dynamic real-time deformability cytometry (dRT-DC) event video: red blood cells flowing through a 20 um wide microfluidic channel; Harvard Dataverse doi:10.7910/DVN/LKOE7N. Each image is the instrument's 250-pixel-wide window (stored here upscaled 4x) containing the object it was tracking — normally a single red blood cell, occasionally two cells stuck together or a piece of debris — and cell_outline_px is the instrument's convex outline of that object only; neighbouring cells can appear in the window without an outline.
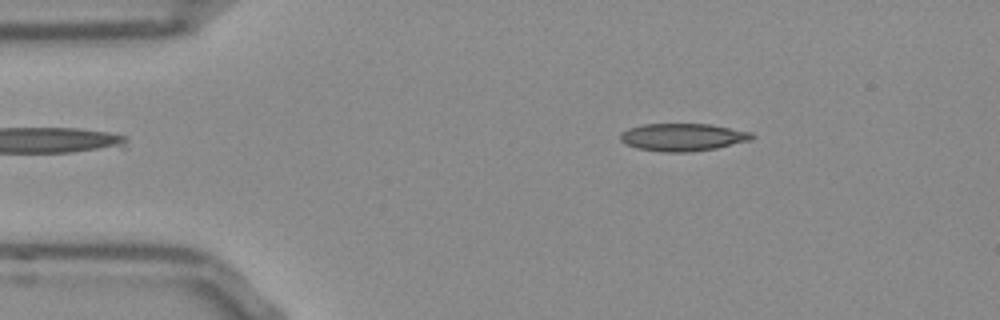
{"species": "Egyptian fruit bat (a non-hibernating species)", "species_latin": "Rousettus aegyptiacus", "temperature_condition": "room temperature", "stored_images_in_passage": 51, "camera_frame_rate_fps": 3000, "um_per_image_px": 0.085, "frame": {"image": 1, "passage_image": 7, "time_ms": 2.0, "image_size_px": [1000, 320], "cell_outline_px": [[756, 136], [752, 140], [716, 148], [692, 152], [664, 152], [636, 148], [624, 144], [620, 140], [620, 132], [628, 128], [644, 124], [708, 124], [752, 132]], "centroid_in_image_um": [58.02, 11.66], "position_along_channel_um": 27.0, "area_um2": 21.33}}
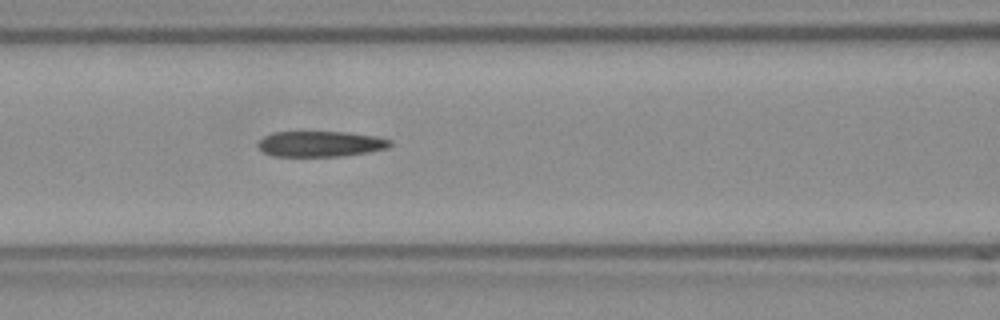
{"frame": {"image": 2, "passage_image": 20, "time_ms": 6.333, "image_size_px": [1000, 320], "cell_outline_px": [[392, 144], [388, 148], [368, 152], [340, 156], [276, 156], [264, 152], [256, 144], [264, 136], [272, 132], [348, 132], [376, 136], [392, 140]], "centroid_in_image_um": [27.26, 12.22], "position_along_channel_um": 139.3, "area_um2": 19.71}}
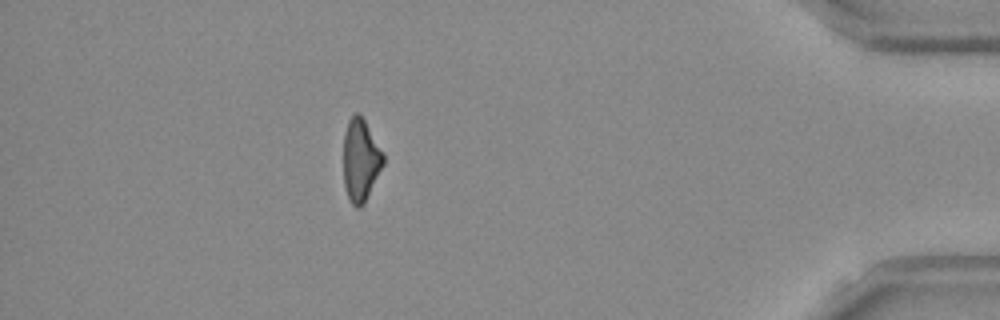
{"frame": {"image": 3, "passage_image": 45, "time_ms": 14.667, "image_size_px": [1000, 320], "cell_outline_px": [[384, 164], [364, 204], [360, 208], [356, 208], [352, 204], [348, 196], [344, 184], [344, 132], [348, 120], [356, 112], [360, 112], [384, 152]], "centroid_in_image_um": [30.67, 13.58], "position_along_channel_um": 404.5, "area_um2": 19.31}, "authors_computed_cell_mechanics": {"area_um2": 20.4612, "velocity_mm_per_s": 3.8161, "shape_relaxation_time_tau1_ms": null, "shape_relaxation_time_tau2_ms": 11.137, "deformation_change_tau1": null, "deformation_change_tau2": 0.2762}}